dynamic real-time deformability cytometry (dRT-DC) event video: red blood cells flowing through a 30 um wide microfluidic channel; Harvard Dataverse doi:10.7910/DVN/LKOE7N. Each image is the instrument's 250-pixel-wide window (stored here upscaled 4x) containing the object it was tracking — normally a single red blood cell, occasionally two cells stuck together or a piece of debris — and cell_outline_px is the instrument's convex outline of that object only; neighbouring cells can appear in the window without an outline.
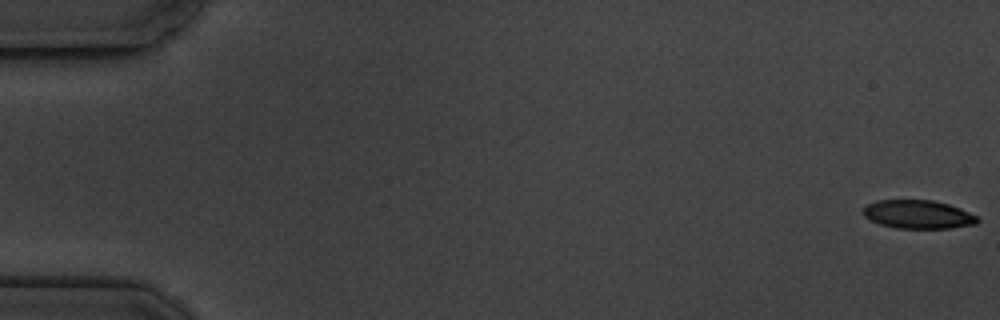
{"species": "common noctule bat (a hibernating species)", "species_latin": "Nyctalus noctula", "temperature_condition": "cold", "stored_images_in_passage": 7, "camera_frame_rate_fps": 3000, "um_per_image_px": 0.085, "animal": {"sex": "male", "body_mass_g": 19.5, "forearm_length_mm": 54.6}, "frame": {"image": 1, "passage_image": 1, "time_ms": 0.0, "image_size_px": [1000, 320], "cell_outline_px": [[980, 220], [976, 224], [948, 228], [896, 228], [880, 224], [864, 216], [864, 208], [868, 204], [876, 200], [932, 200], [948, 204], [960, 208], [976, 216]], "centroid_in_image_um": [78.04, 18.22], "position_along_channel_um": 7.0, "area_um2": 18.79}}
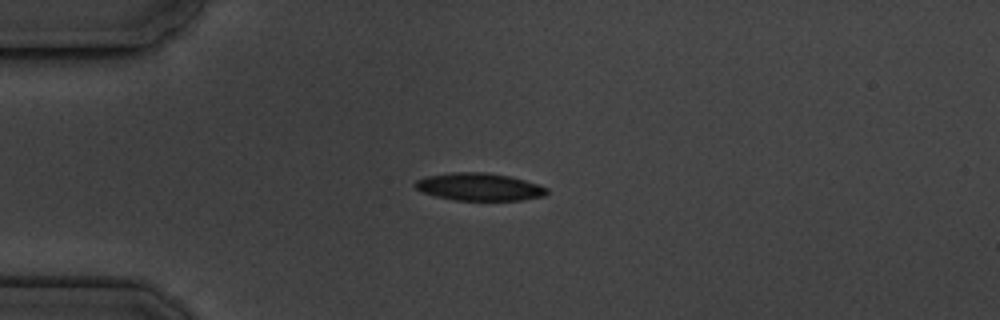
{"frame": {"image": 2, "passage_image": 5, "time_ms": 4.667, "image_size_px": [1000, 320], "cell_outline_px": [[548, 192], [544, 196], [520, 200], [456, 200], [436, 196], [424, 192], [416, 188], [412, 184], [416, 180], [428, 176], [452, 172], [484, 172], [508, 176], [524, 180], [548, 188]], "centroid_in_image_um": [40.72, 15.88], "position_along_channel_um": 44.3, "area_um2": 20.92}}